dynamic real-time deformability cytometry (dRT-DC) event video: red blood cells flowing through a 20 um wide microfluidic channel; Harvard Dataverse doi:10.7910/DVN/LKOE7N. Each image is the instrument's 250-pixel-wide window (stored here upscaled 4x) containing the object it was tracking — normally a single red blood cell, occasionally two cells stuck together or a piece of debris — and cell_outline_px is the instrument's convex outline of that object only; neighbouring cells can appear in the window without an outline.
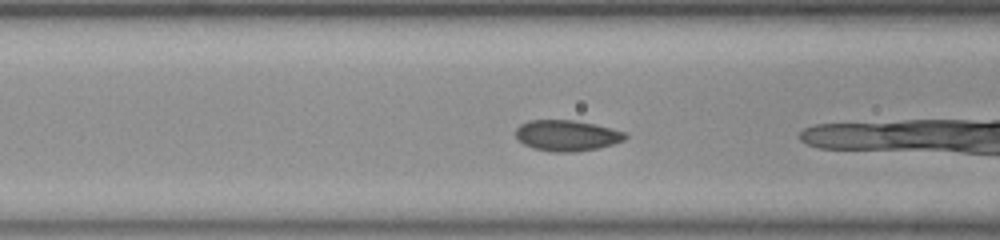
{"species": "common noctule bat (a hibernating species)", "species_latin": "Nyctalus noctula", "temperature_condition": "room temperature", "stored_images_in_passage": 16, "camera_frame_rate_fps": 3000, "um_per_image_px": 0.085, "animal": {"sex": "female", "body_mass_g": 23.0, "forearm_length_mm": 53.4}, "frame": {"image": 1, "passage_image": 11, "time_ms": 3.333, "image_size_px": [1000, 240], "cell_outline_px": [[628, 136], [624, 140], [612, 144], [596, 148], [576, 152], [552, 152], [532, 148], [524, 144], [516, 136], [516, 128], [520, 124], [528, 120], [572, 120], [596, 124], [628, 132]], "centroid_in_image_um": [48.2, 11.51], "position_along_channel_um": 118.4, "area_um2": 19.83}}
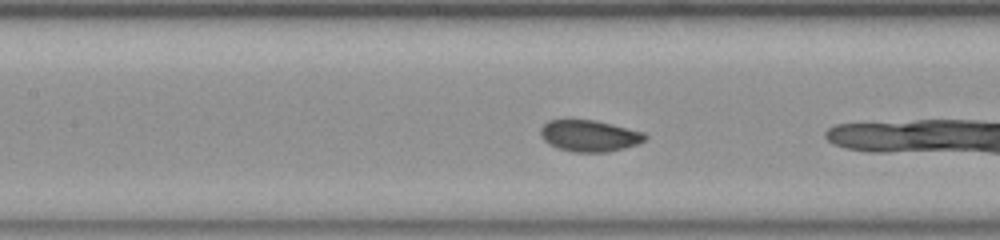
{"frame": {"image": 2, "passage_image": 14, "time_ms": 4.333, "image_size_px": [1000, 240], "cell_outline_px": [[648, 140], [624, 148], [608, 152], [572, 152], [548, 144], [540, 136], [540, 128], [548, 120], [596, 120], [644, 132], [648, 136]], "centroid_in_image_um": [50.11, 11.54], "position_along_channel_um": 157.3, "area_um2": 19.25}}